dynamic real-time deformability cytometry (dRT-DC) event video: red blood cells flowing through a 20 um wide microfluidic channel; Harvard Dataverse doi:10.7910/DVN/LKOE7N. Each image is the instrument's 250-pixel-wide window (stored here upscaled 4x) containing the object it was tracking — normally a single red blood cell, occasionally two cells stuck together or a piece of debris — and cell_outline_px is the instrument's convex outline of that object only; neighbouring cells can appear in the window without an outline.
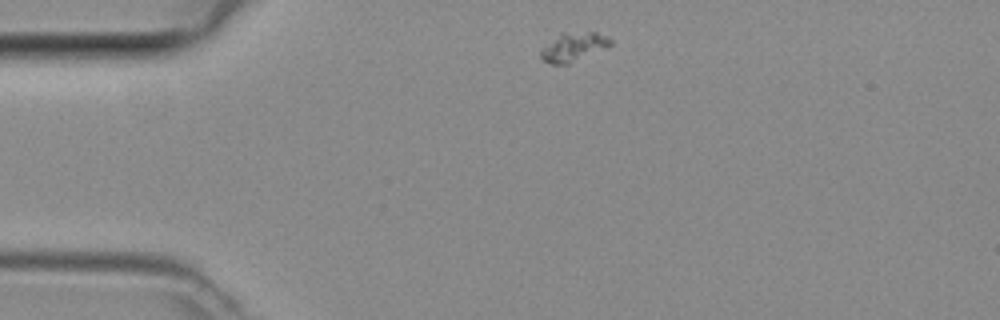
{"species": "common noctule bat (a hibernating species)", "species_latin": "Nyctalus noctula", "temperature_condition": "room temperature", "stored_images_in_passage": 38, "camera_frame_rate_fps": 3000, "um_per_image_px": 0.085, "animal": {"sex": "female", "body_mass_g": 29.2, "forearm_length_mm": 56.3}, "frame": {"image": 1, "passage_image": 1, "time_ms": 0.0, "image_size_px": [1000, 320], "cell_outline_px": [[612, 44], [568, 64], [548, 64], [540, 56], [540, 52], [560, 32], [596, 32], [608, 36], [612, 40]], "centroid_in_image_um": [48.75, 3.97], "position_along_channel_um": 36.3, "area_um2": 11.44}}
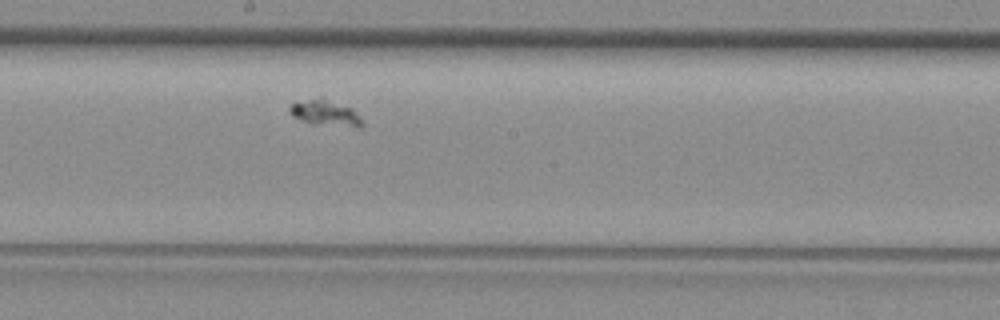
{"frame": {"image": 2, "passage_image": 17, "time_ms": 5.333, "image_size_px": [1000, 320], "cell_outline_px": [[364, 124], [360, 128], [356, 128], [312, 124], [292, 116], [288, 112], [288, 108], [292, 104], [320, 96], [324, 96], [352, 108], [360, 116]], "centroid_in_image_um": [27.7, 9.6], "position_along_channel_um": 220.5, "area_um2": 11.39}}
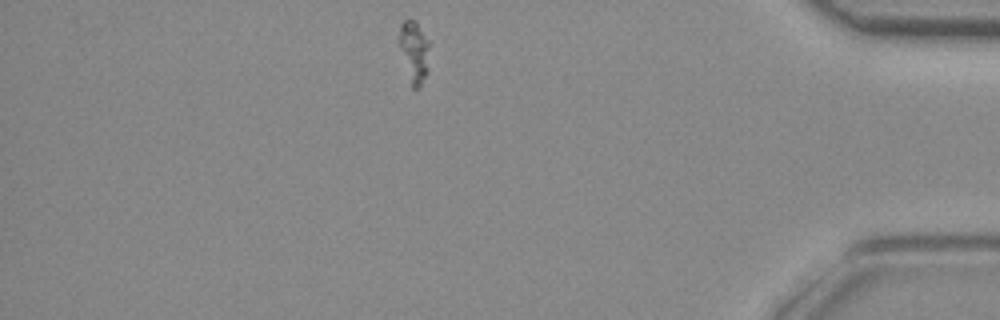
{"frame": {"image": 3, "passage_image": 33, "time_ms": 10.667, "image_size_px": [1000, 320], "cell_outline_px": [[428, 72], [420, 84], [416, 88], [412, 88], [400, 44], [400, 24], [404, 20], [412, 20], [416, 24], [428, 40]], "centroid_in_image_um": [35.22, 4.39], "position_along_channel_um": 400.0, "area_um2": 10.06}}